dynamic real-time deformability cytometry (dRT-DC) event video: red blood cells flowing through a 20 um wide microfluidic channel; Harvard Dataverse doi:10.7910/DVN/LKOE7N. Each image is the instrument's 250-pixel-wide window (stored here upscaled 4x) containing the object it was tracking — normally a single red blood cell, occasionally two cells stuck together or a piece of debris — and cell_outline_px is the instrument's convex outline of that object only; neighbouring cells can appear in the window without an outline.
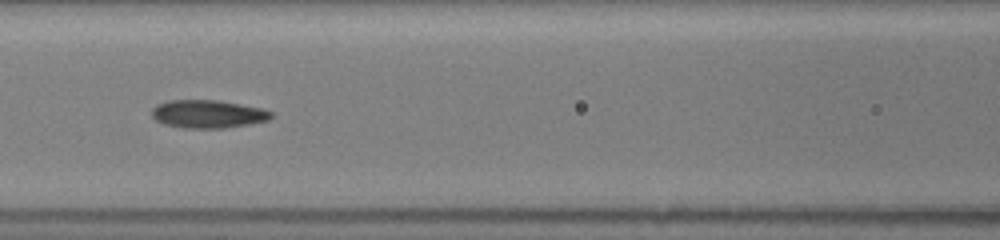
{"species": "common noctule bat (a hibernating species)", "species_latin": "Nyctalus noctula", "temperature_condition": "room temperature", "stored_images_in_passage": 39, "camera_frame_rate_fps": 3000, "um_per_image_px": 0.085, "animal": {"sex": "female", "body_mass_g": 19.5, "forearm_length_mm": 54.1}, "frame": {"image": 1, "passage_image": 24, "time_ms": 7.667, "image_size_px": [1000, 240], "cell_outline_px": [[272, 116], [268, 120], [248, 124], [224, 128], [184, 128], [164, 124], [156, 120], [152, 116], [152, 108], [156, 104], [168, 100], [220, 100], [264, 108], [272, 112]], "centroid_in_image_um": [17.67, 9.68], "position_along_channel_um": 148.9, "area_um2": 19.65}}
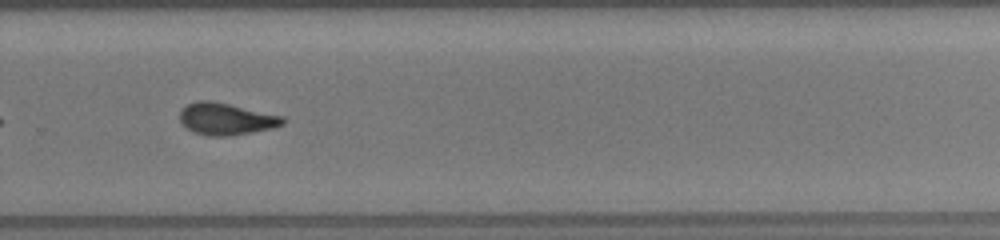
{"frame": {"image": 2, "passage_image": 36, "time_ms": 11.667, "image_size_px": [1000, 240], "cell_outline_px": [[284, 124], [272, 128], [252, 132], [228, 136], [208, 136], [196, 132], [188, 128], [180, 120], [180, 108], [196, 100], [212, 100], [284, 116]], "centroid_in_image_um": [19.22, 10.09], "position_along_channel_um": 310.6, "area_um2": 19.13}}